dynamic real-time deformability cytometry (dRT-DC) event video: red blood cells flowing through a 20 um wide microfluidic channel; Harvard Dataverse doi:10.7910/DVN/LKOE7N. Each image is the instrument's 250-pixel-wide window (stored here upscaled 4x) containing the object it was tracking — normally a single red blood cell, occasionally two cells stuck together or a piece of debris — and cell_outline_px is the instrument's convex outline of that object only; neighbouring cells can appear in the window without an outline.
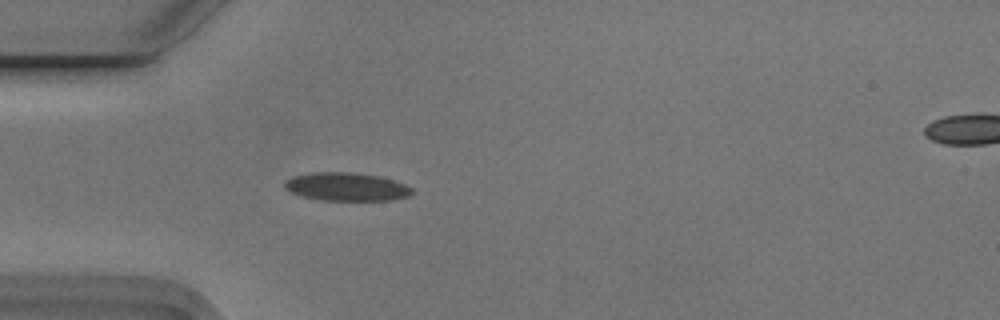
{"species": "Egyptian fruit bat (a non-hibernating species)", "species_latin": "Rousettus aegyptiacus", "temperature_condition": "cold", "stored_images_in_passage": 43, "camera_frame_rate_fps": 3000, "um_per_image_px": 0.085, "animal": {"sex": "male"}, "frame": {"image": 1, "passage_image": 5, "time_ms": 1.333, "image_size_px": [1000, 320], "cell_outline_px": [[412, 192], [408, 196], [392, 200], [320, 200], [288, 192], [284, 188], [284, 180], [292, 176], [308, 172], [352, 172], [380, 176], [404, 184], [412, 188]], "centroid_in_image_um": [29.38, 15.86], "position_along_channel_um": 55.6, "area_um2": 21.1}}
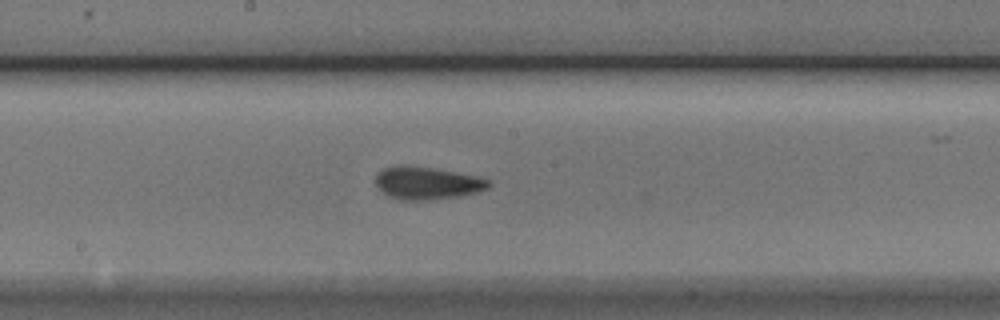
{"frame": {"image": 2, "passage_image": 18, "time_ms": 5.667, "image_size_px": [1000, 320], "cell_outline_px": [[492, 184], [488, 188], [476, 192], [456, 196], [428, 200], [396, 200], [388, 196], [376, 184], [376, 176], [384, 168], [432, 168], [480, 176], [492, 180]], "centroid_in_image_um": [36.39, 15.6], "position_along_channel_um": 211.8, "area_um2": 20.81}}
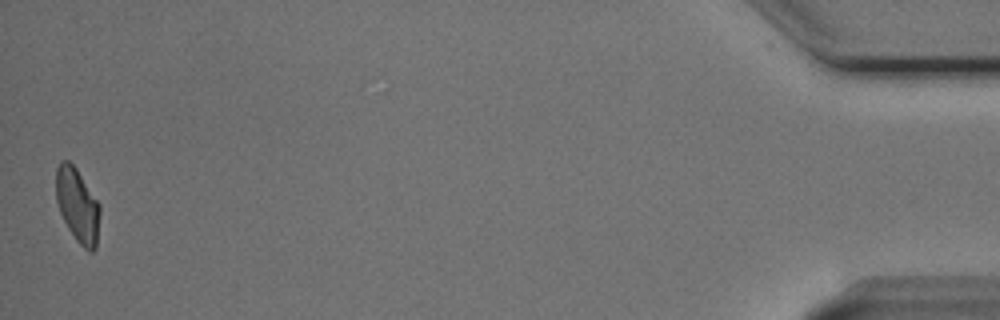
{"frame": {"image": 3, "passage_image": 43, "time_ms": 14.0, "image_size_px": [1000, 320], "cell_outline_px": [[100, 212], [96, 248], [92, 252], [88, 252], [76, 240], [68, 228], [60, 212], [56, 200], [56, 168], [60, 160], [68, 160], [76, 168], [100, 204]], "centroid_in_image_um": [6.59, 17.45], "position_along_channel_um": 428.6, "area_um2": 18.96}, "authors_computed_cell_mechanics": {"area_um2": 20.4612, "velocity_mm_per_s": 3.7533, "shape_relaxation_time_tau1_ms": 3.2075, "shape_relaxation_time_tau2_ms": 1.8576, "deformation_change_tau1": 0.1397, "deformation_change_tau2": 0.093}}